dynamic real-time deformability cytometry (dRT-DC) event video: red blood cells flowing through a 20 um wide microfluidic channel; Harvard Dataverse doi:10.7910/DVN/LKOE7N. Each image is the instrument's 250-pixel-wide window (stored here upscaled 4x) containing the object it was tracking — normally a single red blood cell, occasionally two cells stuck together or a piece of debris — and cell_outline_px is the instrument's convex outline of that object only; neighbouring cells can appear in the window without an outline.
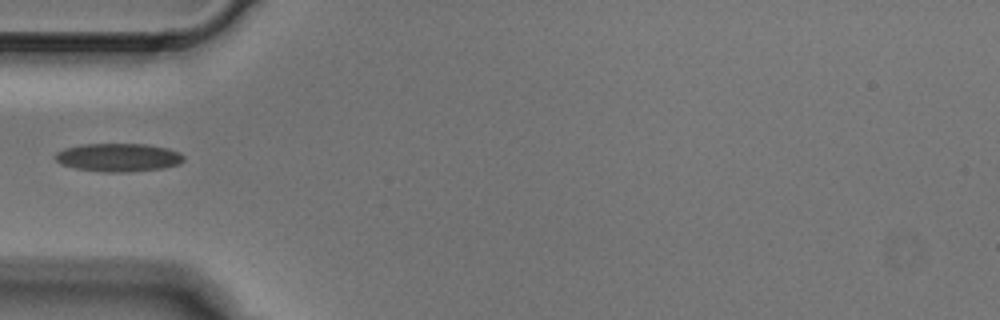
{"species": "Egyptian fruit bat (a non-hibernating species)", "species_latin": "Rousettus aegyptiacus", "temperature_condition": "cold", "stored_images_in_passage": 6, "camera_frame_rate_fps": 3000, "um_per_image_px": 0.085, "animal": {"sex": "male"}, "frame": {"image": 1, "passage_image": 5, "time_ms": 1.333, "image_size_px": [1000, 320], "cell_outline_px": [[184, 160], [180, 164], [164, 168], [124, 172], [104, 172], [76, 168], [60, 164], [56, 160], [56, 152], [64, 148], [80, 144], [148, 144], [168, 148], [180, 152], [184, 156]], "centroid_in_image_um": [10.08, 13.37], "position_along_channel_um": 74.9, "area_um2": 21.27}}
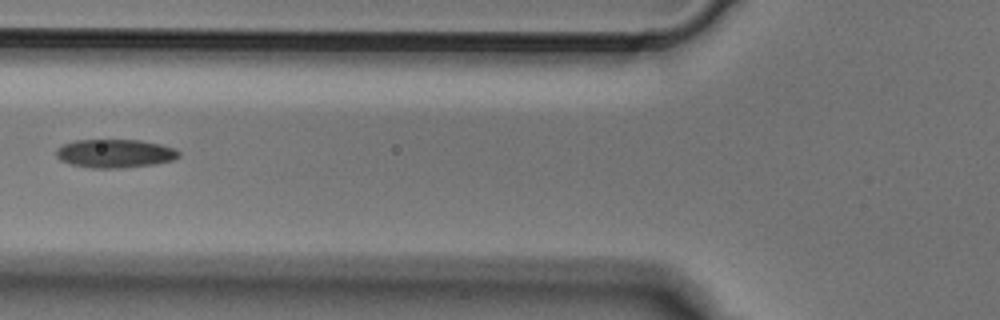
{"frame": {"image": 2, "passage_image": 6, "time_ms": 1.667, "image_size_px": [1000, 320], "cell_outline_px": [[180, 156], [172, 160], [156, 164], [124, 168], [92, 168], [72, 164], [60, 160], [56, 156], [56, 148], [64, 144], [76, 140], [140, 140], [160, 144], [176, 148], [180, 152]], "centroid_in_image_um": [9.79, 13.05], "position_along_channel_um": 116.0, "area_um2": 20.46}}